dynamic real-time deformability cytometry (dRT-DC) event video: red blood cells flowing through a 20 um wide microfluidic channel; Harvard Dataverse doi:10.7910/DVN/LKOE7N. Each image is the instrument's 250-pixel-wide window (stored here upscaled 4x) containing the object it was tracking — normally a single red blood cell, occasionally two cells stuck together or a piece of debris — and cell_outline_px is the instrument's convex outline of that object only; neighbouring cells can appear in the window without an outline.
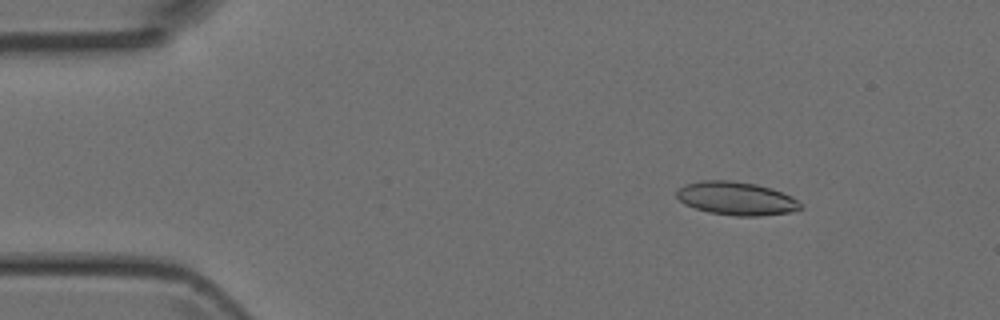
{"species": "Egyptian fruit bat (a non-hibernating species)", "species_latin": "Rousettus aegyptiacus", "temperature_condition": "room temperature", "stored_images_in_passage": 47, "camera_frame_rate_fps": 3000, "um_per_image_px": 0.085, "animal": {"sex": "female"}, "frame": {"image": 1, "passage_image": 5, "time_ms": 1.333, "image_size_px": [1000, 320], "cell_outline_px": [[804, 208], [792, 212], [760, 216], [736, 216], [708, 212], [684, 204], [676, 196], [676, 192], [684, 184], [700, 180], [732, 180], [756, 184], [772, 188], [792, 196]], "centroid_in_image_um": [62.59, 16.86], "position_along_channel_um": 22.4, "area_um2": 24.22}}
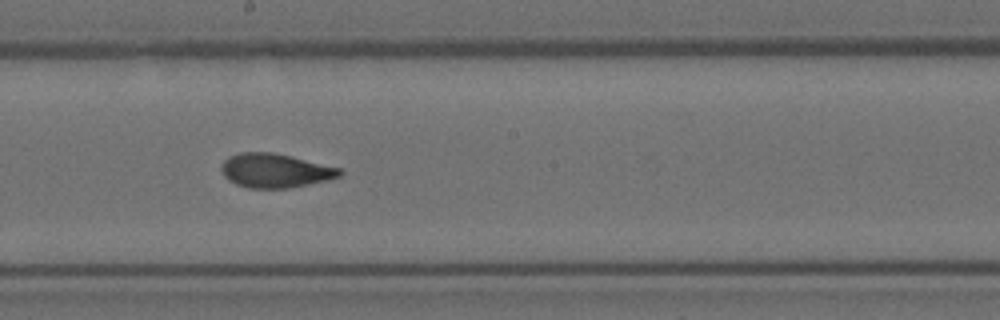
{"frame": {"image": 2, "passage_image": 25, "time_ms": 8.0, "image_size_px": [1000, 320], "cell_outline_px": [[344, 172], [340, 176], [328, 180], [288, 188], [248, 188], [236, 184], [228, 180], [224, 176], [220, 168], [224, 160], [228, 156], [240, 152], [272, 152], [292, 156], [340, 168]], "centroid_in_image_um": [23.37, 14.49], "position_along_channel_um": 224.8, "area_um2": 23.58}}
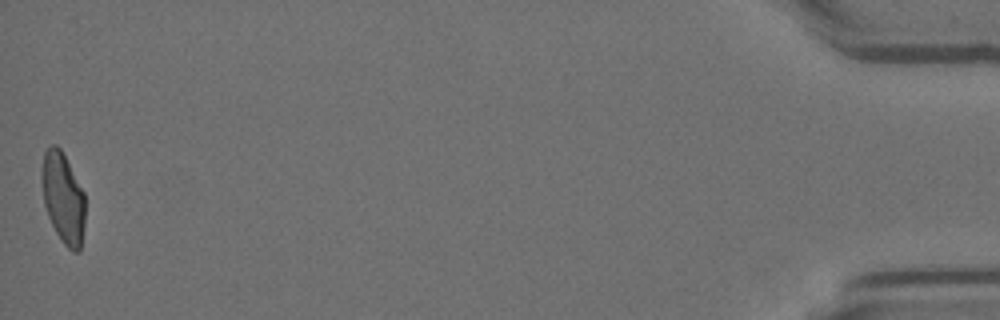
{"frame": {"image": 3, "passage_image": 47, "time_ms": 15.333, "image_size_px": [1000, 320], "cell_outline_px": [[84, 224], [80, 252], [72, 252], [64, 244], [56, 232], [48, 216], [44, 204], [40, 176], [44, 152], [52, 144], [56, 144], [60, 148], [84, 192]], "centroid_in_image_um": [5.35, 16.82], "position_along_channel_um": 429.9, "area_um2": 22.89}}